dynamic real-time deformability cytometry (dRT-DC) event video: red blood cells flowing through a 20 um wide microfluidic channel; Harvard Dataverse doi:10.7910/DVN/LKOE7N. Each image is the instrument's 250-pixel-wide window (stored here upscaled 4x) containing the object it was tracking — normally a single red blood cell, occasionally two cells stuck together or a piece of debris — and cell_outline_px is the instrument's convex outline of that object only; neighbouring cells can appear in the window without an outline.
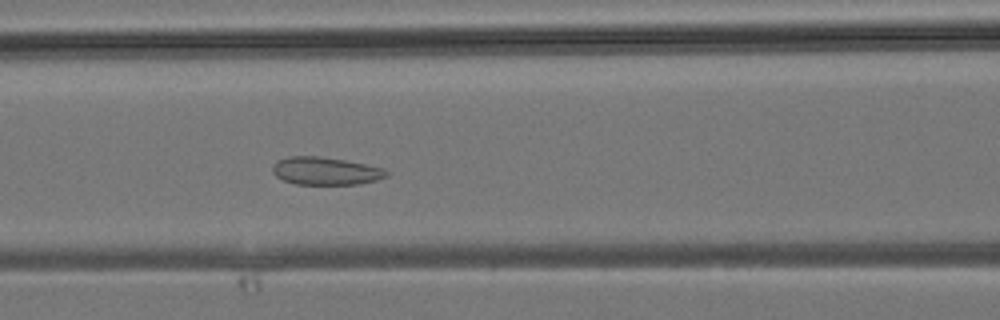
{"species": "common noctule bat (a hibernating species)", "species_latin": "Nyctalus noctula", "temperature_condition": "room temperature", "stored_images_in_passage": 37, "segment_of_instrument_passage": [1, 2], "camera_frame_rate_fps": 3000, "um_per_image_px": 0.085, "animal": {"sex": "male", "body_mass_g": 19.2, "forearm_length_mm": 51.8}, "frame": {"image": 1, "passage_image": 15, "time_ms": 4.667, "image_size_px": [1000, 320], "cell_outline_px": [[388, 176], [376, 180], [356, 184], [296, 184], [284, 180], [276, 176], [272, 172], [272, 168], [276, 160], [288, 156], [320, 156], [344, 160], [384, 168], [388, 172]], "centroid_in_image_um": [27.65, 14.52], "position_along_channel_um": 139.0, "area_um2": 18.38}}
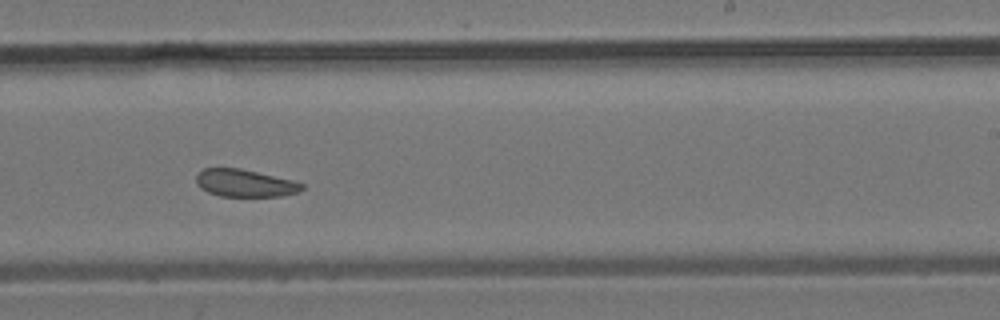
{"frame": {"image": 2, "passage_image": 22, "time_ms": 7.0, "image_size_px": [1000, 320], "cell_outline_px": [[304, 188], [296, 192], [284, 196], [220, 196], [208, 192], [200, 188], [196, 184], [196, 176], [204, 168], [240, 168], [292, 180], [304, 184]], "centroid_in_image_um": [20.8, 15.57], "position_along_channel_um": 268.2, "area_um2": 16.82}}
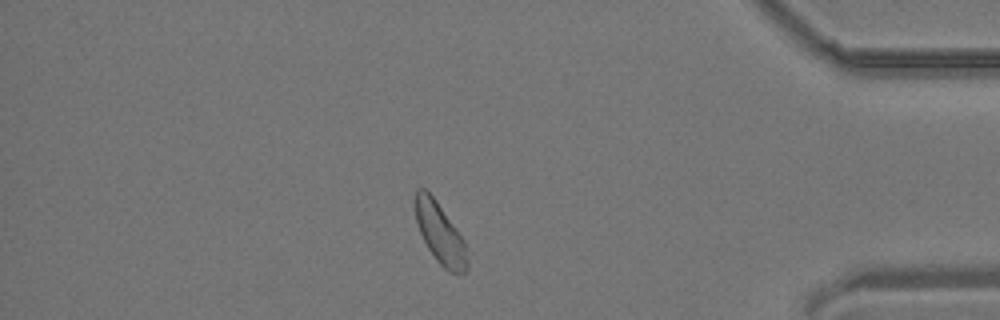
{"frame": {"image": 3, "passage_image": 31, "time_ms": 10.0, "image_size_px": [1000, 320], "cell_outline_px": [[468, 268], [464, 276], [460, 276], [444, 268], [436, 260], [428, 248], [420, 232], [416, 220], [412, 200], [416, 188], [424, 188], [436, 200], [464, 240], [468, 260]], "centroid_in_image_um": [37.39, 19.84], "position_along_channel_um": 397.8, "area_um2": 18.67}}